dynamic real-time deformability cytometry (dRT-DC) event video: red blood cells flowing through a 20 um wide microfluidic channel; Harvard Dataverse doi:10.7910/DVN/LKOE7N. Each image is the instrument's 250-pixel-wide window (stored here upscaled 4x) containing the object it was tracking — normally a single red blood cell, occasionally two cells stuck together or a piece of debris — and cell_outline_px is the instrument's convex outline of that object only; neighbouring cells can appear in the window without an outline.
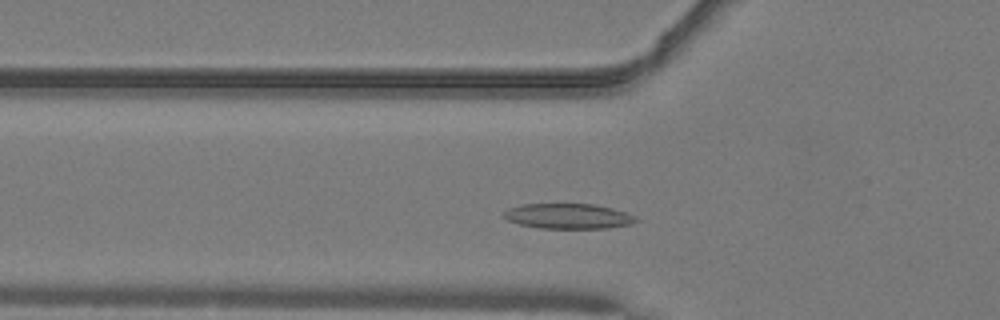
{"species": "common noctule bat (a hibernating species)", "species_latin": "Nyctalus noctula", "temperature_condition": "warm", "stored_images_in_passage": 33, "camera_frame_rate_fps": 3000, "um_per_image_px": 0.085, "animal": {"sex": "male", "body_mass_g": 19.2, "forearm_length_mm": 51.8}, "frame": {"image": 1, "passage_image": 6, "time_ms": 1.667, "image_size_px": [1000, 320], "cell_outline_px": [[636, 220], [632, 224], [608, 228], [540, 228], [520, 224], [508, 220], [500, 216], [500, 212], [508, 208], [520, 204], [592, 204], [612, 208], [636, 216]], "centroid_in_image_um": [48.23, 18.37], "position_along_channel_um": 77.6, "area_um2": 19.48}}
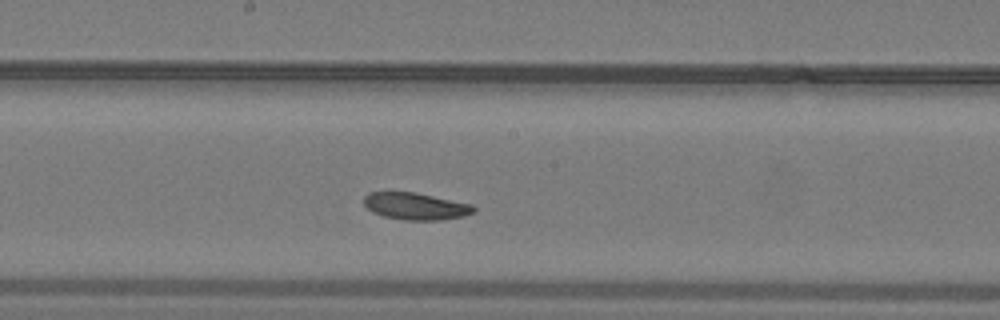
{"frame": {"image": 2, "passage_image": 16, "time_ms": 5.0, "image_size_px": [1000, 320], "cell_outline_px": [[476, 208], [472, 212], [464, 216], [440, 220], [404, 220], [384, 216], [372, 212], [364, 204], [364, 196], [368, 192], [416, 192], [472, 204]], "centroid_in_image_um": [35.32, 17.52], "position_along_channel_um": 212.9, "area_um2": 17.28}}
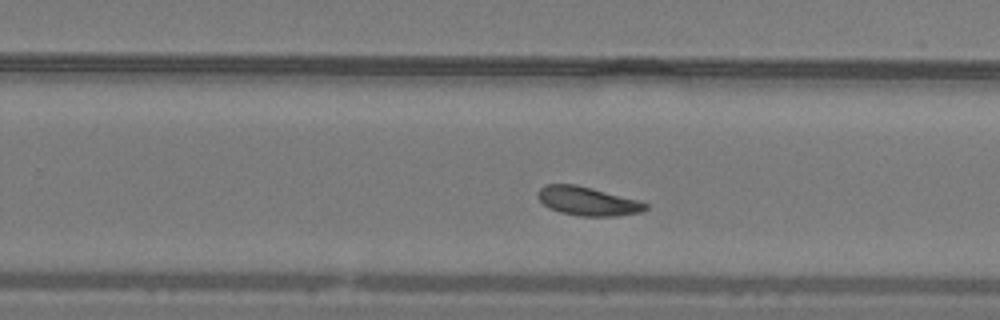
{"frame": {"image": 3, "passage_image": 21, "time_ms": 6.667, "image_size_px": [1000, 320], "cell_outline_px": [[648, 208], [640, 212], [616, 216], [580, 216], [560, 212], [548, 208], [536, 196], [536, 192], [544, 184], [576, 184], [640, 200], [648, 204]], "centroid_in_image_um": [49.93, 17.09], "position_along_channel_um": 279.9, "area_um2": 18.21}, "authors_computed_cell_mechanics": {"area_um2": 18.207, "velocity_mm_per_s": 4.0401, "shape_relaxation_time_tau1_ms": 2.465, "shape_relaxation_time_tau2_ms": 5.0403, "deformation_change_tau1": 0.0865, "deformation_change_tau2": 0.128}}